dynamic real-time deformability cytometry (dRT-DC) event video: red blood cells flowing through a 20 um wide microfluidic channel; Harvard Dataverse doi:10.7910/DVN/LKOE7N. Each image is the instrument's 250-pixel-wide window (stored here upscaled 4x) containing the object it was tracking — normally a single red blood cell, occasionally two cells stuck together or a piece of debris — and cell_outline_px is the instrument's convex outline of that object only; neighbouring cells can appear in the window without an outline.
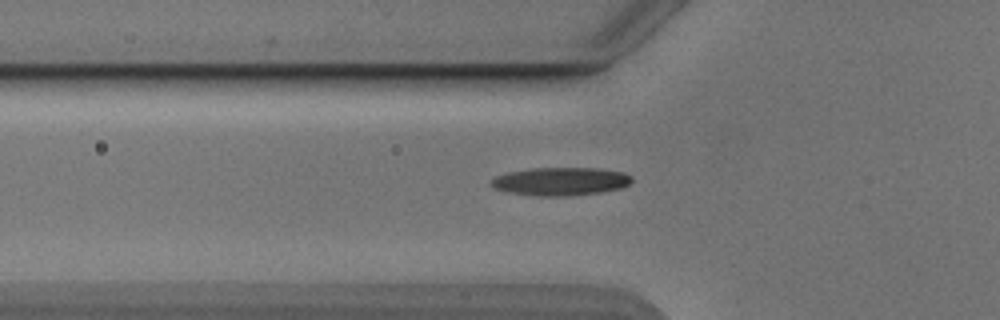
{"species": "Egyptian fruit bat (a non-hibernating species)", "species_latin": "Rousettus aegyptiacus", "temperature_condition": "cold", "stored_images_in_passage": 48, "camera_frame_rate_fps": 3000, "um_per_image_px": 0.085, "animal": {"sex": "male"}, "frame": {"image": 1, "passage_image": 18, "time_ms": 5.667, "image_size_px": [1000, 320], "cell_outline_px": [[632, 180], [628, 184], [620, 188], [600, 192], [568, 196], [536, 196], [508, 192], [496, 188], [492, 184], [492, 180], [496, 176], [508, 172], [532, 168], [596, 168], [624, 172], [632, 176]], "centroid_in_image_um": [47.67, 15.41], "position_along_channel_um": 78.1, "area_um2": 22.89}}
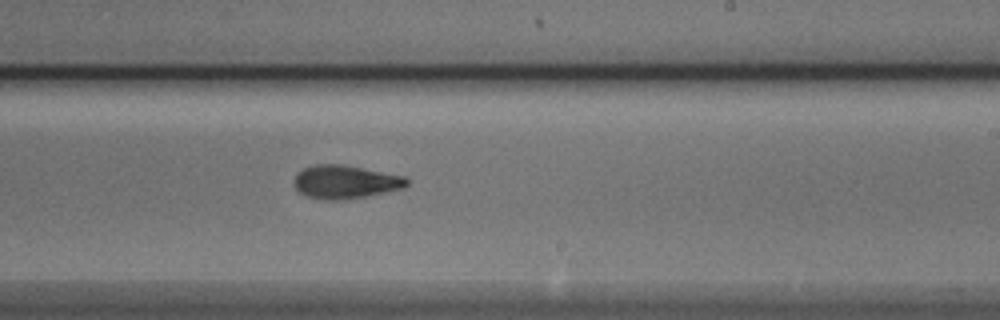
{"frame": {"image": 2, "passage_image": 32, "time_ms": 10.333, "image_size_px": [1000, 320], "cell_outline_px": [[408, 184], [404, 188], [368, 196], [344, 200], [320, 200], [308, 196], [300, 192], [292, 184], [296, 172], [304, 168], [316, 164], [340, 164], [404, 176], [408, 180]], "centroid_in_image_um": [29.32, 15.47], "position_along_channel_um": 259.7, "area_um2": 22.02}}
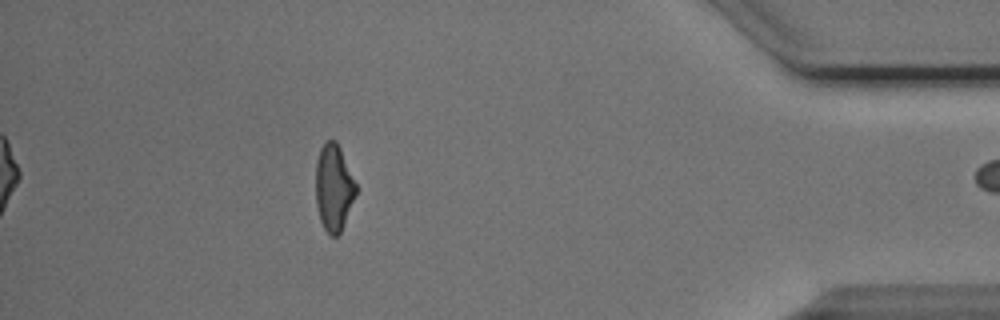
{"frame": {"image": 3, "passage_image": 47, "time_ms": 15.333, "image_size_px": [1000, 320], "cell_outline_px": [[356, 196], [340, 232], [336, 236], [332, 236], [324, 228], [320, 220], [316, 204], [316, 160], [320, 148], [328, 140], [336, 140], [340, 148], [356, 184]], "centroid_in_image_um": [28.36, 15.94], "position_along_channel_um": 406.8, "area_um2": 20.11}}